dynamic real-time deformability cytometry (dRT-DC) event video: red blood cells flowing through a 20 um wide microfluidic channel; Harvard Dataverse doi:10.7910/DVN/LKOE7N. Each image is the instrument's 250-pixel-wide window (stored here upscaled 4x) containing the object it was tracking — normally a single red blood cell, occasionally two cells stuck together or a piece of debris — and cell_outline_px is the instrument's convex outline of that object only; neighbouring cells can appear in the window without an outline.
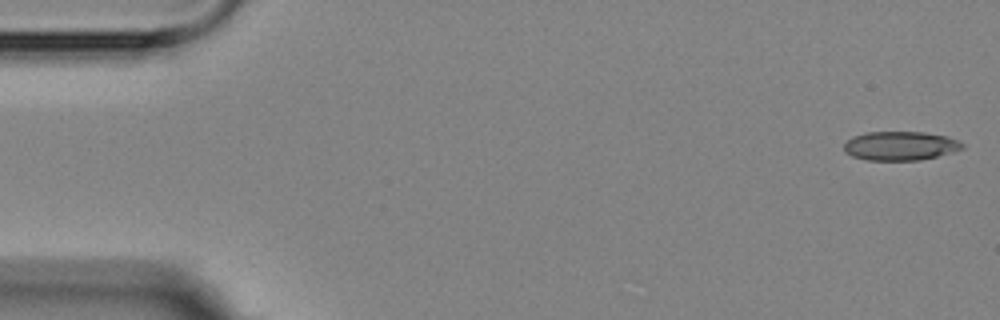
{"species": "Egyptian fruit bat (a non-hibernating species)", "species_latin": "Rousettus aegyptiacus", "temperature_condition": "room temperature", "stored_images_in_passage": 5, "camera_frame_rate_fps": 3000, "um_per_image_px": 0.085, "animal": {"sex": "female"}, "frame": {"image": 1, "passage_image": 1, "time_ms": 0.0, "image_size_px": [1000, 320], "cell_outline_px": [[964, 148], [952, 152], [920, 160], [868, 160], [852, 156], [844, 152], [844, 144], [852, 136], [868, 132], [924, 132], [948, 136], [964, 144]], "centroid_in_image_um": [76.52, 12.39], "position_along_channel_um": 8.5, "area_um2": 19.94}}
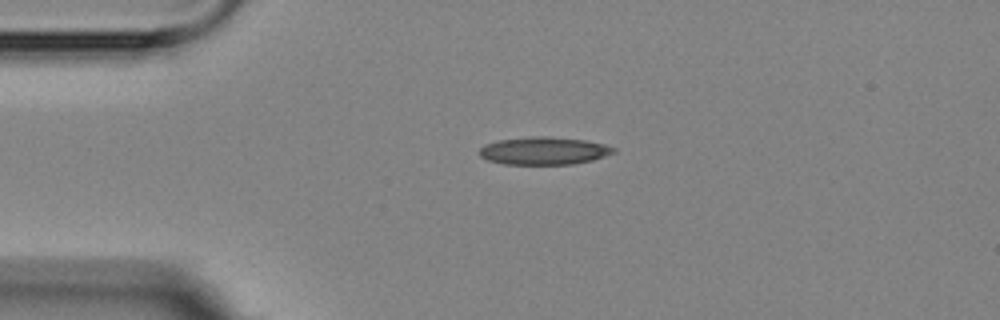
{"frame": {"image": 2, "passage_image": 4, "time_ms": 3.667, "image_size_px": [1000, 320], "cell_outline_px": [[616, 152], [592, 160], [572, 164], [504, 164], [488, 160], [480, 156], [480, 148], [484, 144], [500, 140], [532, 136], [548, 136], [584, 140], [604, 144], [616, 148]], "centroid_in_image_um": [46.23, 12.81], "position_along_channel_um": 38.8, "area_um2": 21.56}}